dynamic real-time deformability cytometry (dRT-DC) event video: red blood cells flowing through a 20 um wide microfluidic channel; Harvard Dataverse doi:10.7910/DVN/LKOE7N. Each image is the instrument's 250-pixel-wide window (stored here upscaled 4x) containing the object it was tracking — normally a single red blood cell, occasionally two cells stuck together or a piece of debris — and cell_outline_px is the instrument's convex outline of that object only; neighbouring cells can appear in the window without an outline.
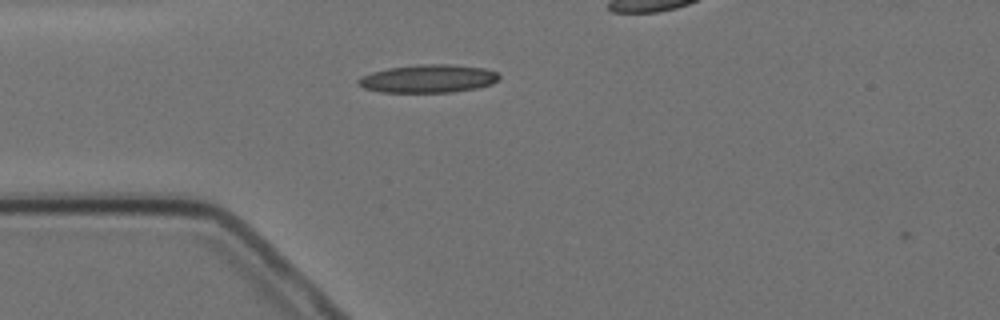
{"species": "Egyptian fruit bat (a non-hibernating species)", "species_latin": "Rousettus aegyptiacus", "temperature_condition": "cold", "stored_images_in_passage": 1, "camera_frame_rate_fps": 3000, "um_per_image_px": 0.085, "animal": {"sex": "female"}, "frame": {"image": 1, "passage_image": 1, "time_ms": 0.0, "image_size_px": [1000, 320], "cell_outline_px": [[500, 80], [492, 84], [476, 88], [452, 92], [380, 92], [364, 88], [356, 80], [372, 72], [388, 68], [420, 64], [452, 64], [484, 68], [496, 72], [500, 76]], "centroid_in_image_um": [36.44, 6.68], "position_along_channel_um": 48.6, "area_um2": 23.0}}